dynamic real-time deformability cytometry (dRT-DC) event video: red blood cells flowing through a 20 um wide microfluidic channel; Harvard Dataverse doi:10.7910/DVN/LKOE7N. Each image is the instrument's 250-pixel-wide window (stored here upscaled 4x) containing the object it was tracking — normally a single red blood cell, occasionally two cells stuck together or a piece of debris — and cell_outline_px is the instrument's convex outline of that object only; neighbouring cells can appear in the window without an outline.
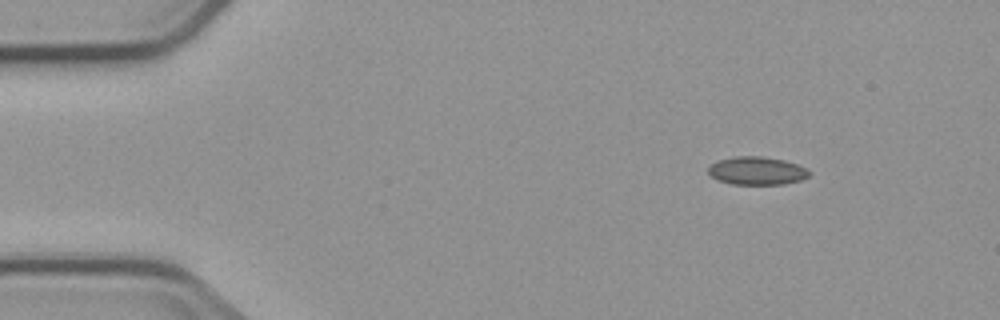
{"species": "common noctule bat (a hibernating species)", "species_latin": "Nyctalus noctula", "temperature_condition": "cold", "stored_images_in_passage": 7, "camera_frame_rate_fps": 3000, "um_per_image_px": 0.085, "animal": {"sex": "male", "body_mass_g": 23.1, "forearm_length_mm": 52.7}, "frame": {"image": 1, "passage_image": 1, "time_ms": 0.0, "image_size_px": [1000, 320], "cell_outline_px": [[812, 172], [808, 176], [800, 180], [784, 184], [732, 184], [716, 180], [708, 172], [708, 168], [712, 164], [720, 160], [736, 156], [764, 156], [784, 160], [796, 164]], "centroid_in_image_um": [64.33, 14.52], "position_along_channel_um": 20.7, "area_um2": 16.42}}
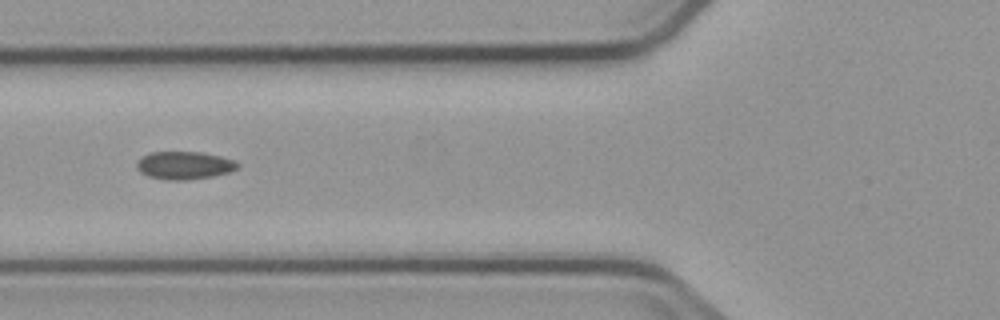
{"frame": {"image": 2, "passage_image": 5, "time_ms": 4.667, "image_size_px": [1000, 320], "cell_outline_px": [[240, 164], [236, 168], [228, 172], [212, 176], [188, 180], [168, 180], [148, 176], [140, 172], [136, 168], [136, 164], [144, 156], [152, 152], [200, 152], [220, 156], [232, 160]], "centroid_in_image_um": [15.65, 14.06], "position_along_channel_um": 110.2, "area_um2": 16.13}}
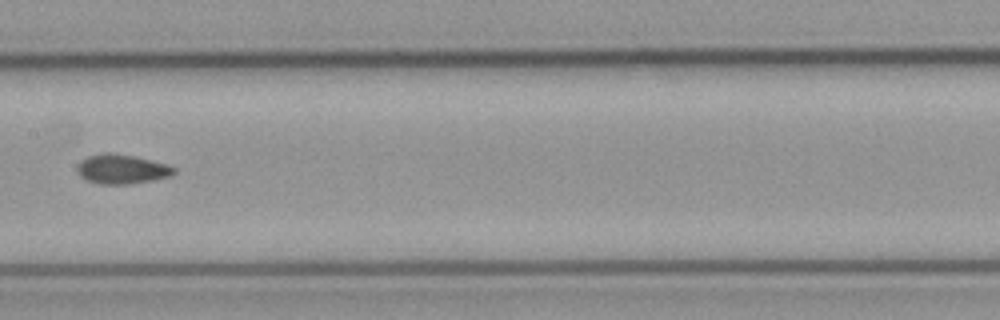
{"frame": {"image": 3, "passage_image": 7, "time_ms": 7.0, "image_size_px": [1000, 320], "cell_outline_px": [[176, 172], [168, 176], [152, 180], [128, 184], [100, 184], [88, 180], [80, 176], [76, 172], [76, 168], [80, 160], [88, 156], [104, 152], [112, 152], [132, 156], [164, 164], [176, 168]], "centroid_in_image_um": [10.28, 14.37], "position_along_channel_um": 197.1, "area_um2": 16.42}}